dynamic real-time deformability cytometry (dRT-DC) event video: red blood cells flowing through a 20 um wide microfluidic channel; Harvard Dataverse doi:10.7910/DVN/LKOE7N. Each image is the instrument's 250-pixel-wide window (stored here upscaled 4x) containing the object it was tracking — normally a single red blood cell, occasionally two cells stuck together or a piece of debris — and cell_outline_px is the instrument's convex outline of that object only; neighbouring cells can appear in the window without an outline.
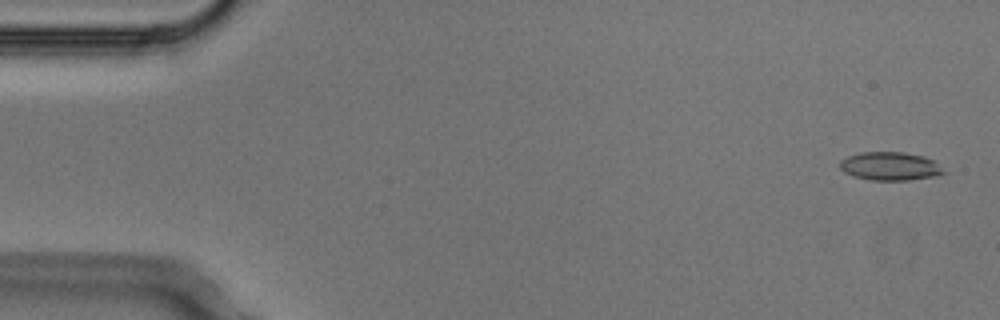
{"species": "Egyptian fruit bat (a non-hibernating species)", "species_latin": "Rousettus aegyptiacus", "temperature_condition": "cold", "stored_images_in_passage": 5, "camera_frame_rate_fps": 3000, "um_per_image_px": 0.085, "animal": {"sex": "male"}, "frame": {"image": 1, "passage_image": 1, "time_ms": 0.0, "image_size_px": [1000, 320], "cell_outline_px": [[948, 172], [936, 176], [908, 180], [872, 180], [852, 176], [844, 172], [840, 168], [840, 160], [848, 156], [860, 152], [900, 152], [924, 156], [932, 160]], "centroid_in_image_um": [75.65, 14.13], "position_along_channel_um": 9.3, "area_um2": 17.17}}
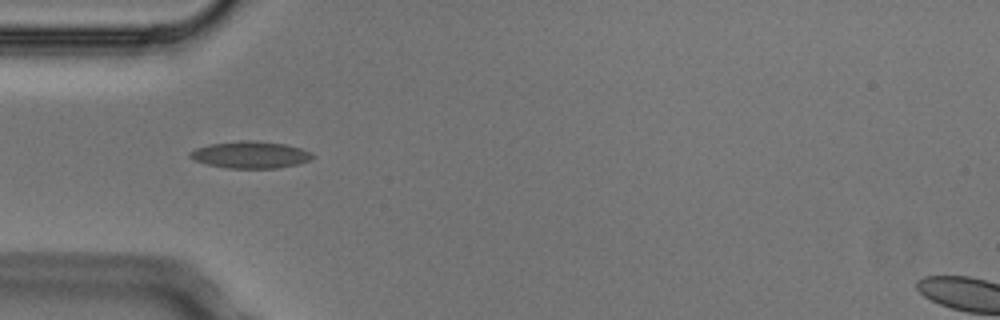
{"frame": {"image": 2, "passage_image": 4, "time_ms": 1.0, "image_size_px": [1000, 320], "cell_outline_px": [[316, 156], [300, 164], [276, 168], [228, 168], [208, 164], [196, 160], [188, 156], [188, 152], [196, 148], [208, 144], [240, 140], [252, 140], [284, 144], [300, 148], [312, 152]], "centroid_in_image_um": [21.29, 13.15], "position_along_channel_um": 63.7, "area_um2": 19.25}}
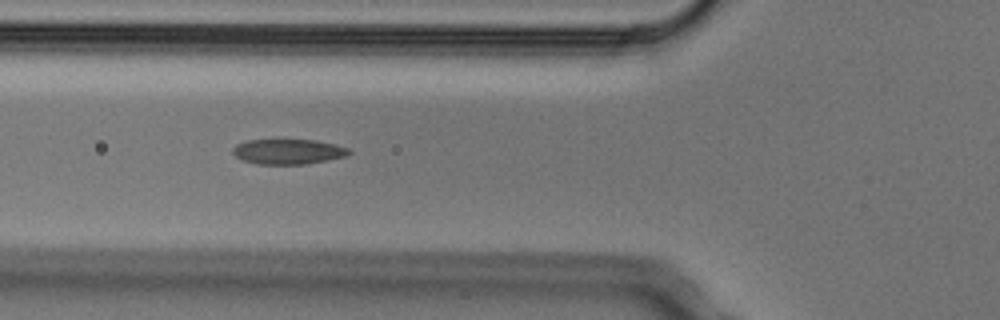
{"frame": {"image": 3, "passage_image": 5, "time_ms": 1.333, "image_size_px": [1000, 320], "cell_outline_px": [[352, 152], [348, 156], [328, 160], [304, 164], [256, 164], [244, 160], [236, 156], [232, 152], [232, 148], [236, 144], [248, 140], [316, 140], [336, 144], [348, 148]], "centroid_in_image_um": [24.52, 12.88], "position_along_channel_um": 101.3, "area_um2": 17.05}}